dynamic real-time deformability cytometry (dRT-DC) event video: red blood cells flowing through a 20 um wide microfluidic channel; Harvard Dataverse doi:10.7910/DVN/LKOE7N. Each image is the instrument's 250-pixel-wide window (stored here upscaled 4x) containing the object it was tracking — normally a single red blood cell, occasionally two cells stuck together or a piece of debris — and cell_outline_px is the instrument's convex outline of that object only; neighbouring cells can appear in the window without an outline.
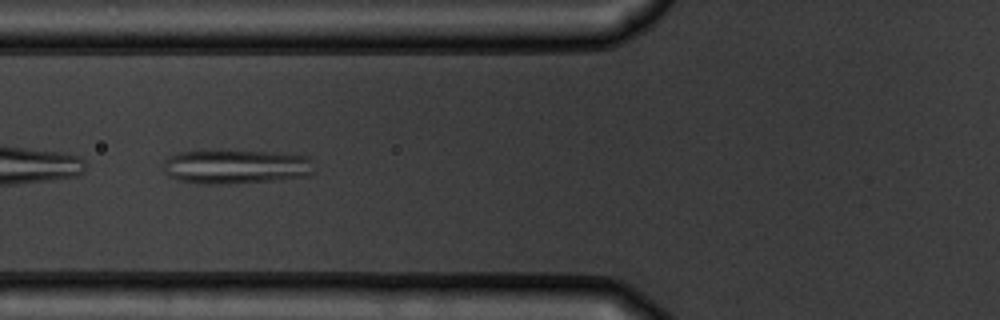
{"species": "common noctule bat (a hibernating species)", "species_latin": "Nyctalus noctula", "temperature_condition": "warm", "stored_images_in_passage": 9, "camera_frame_rate_fps": 3000, "um_per_image_px": 0.085, "animal": {"sex": "male", "body_mass_g": 19.5, "forearm_length_mm": 54.6}, "frame": {"image": 1, "passage_image": 6, "time_ms": 6.667, "image_size_px": [1000, 320], "cell_outline_px": [[312, 172], [308, 176], [236, 184], [204, 184], [180, 180], [168, 176], [164, 172], [164, 160], [168, 156], [180, 152], [268, 152], [308, 156]], "centroid_in_image_um": [20.0, 14.19], "position_along_channel_um": 105.8, "area_um2": 29.42}}